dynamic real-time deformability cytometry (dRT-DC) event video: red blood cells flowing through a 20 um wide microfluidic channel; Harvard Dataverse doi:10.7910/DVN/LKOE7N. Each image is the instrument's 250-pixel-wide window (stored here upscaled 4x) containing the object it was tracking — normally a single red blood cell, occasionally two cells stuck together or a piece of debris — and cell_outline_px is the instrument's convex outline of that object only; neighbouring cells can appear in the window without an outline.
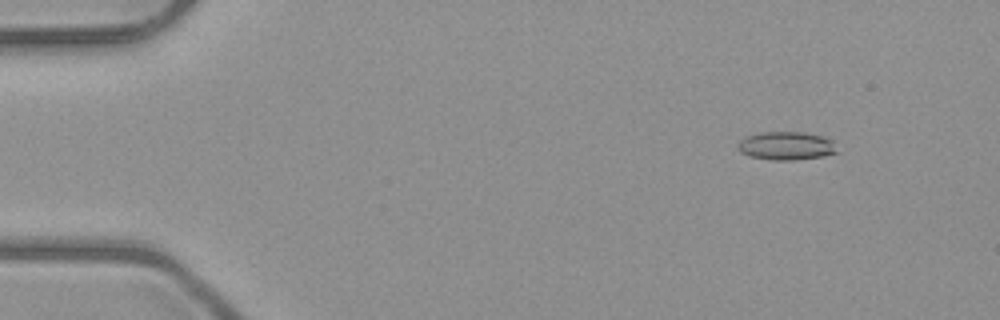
{"species": "common noctule bat (a hibernating species)", "species_latin": "Nyctalus noctula", "temperature_condition": "room temperature", "stored_images_in_passage": 49, "camera_frame_rate_fps": 3000, "um_per_image_px": 0.085, "animal": {"sex": "male", "body_mass_g": 23.1, "forearm_length_mm": 52.7}, "frame": {"image": 1, "passage_image": 3, "time_ms": 0.667, "image_size_px": [1000, 320], "cell_outline_px": [[840, 152], [824, 156], [796, 160], [772, 160], [748, 156], [740, 152], [736, 148], [736, 144], [744, 136], [760, 132], [804, 132], [824, 136], [832, 140]], "centroid_in_image_um": [66.82, 12.39], "position_along_channel_um": 18.2, "area_um2": 16.82}}
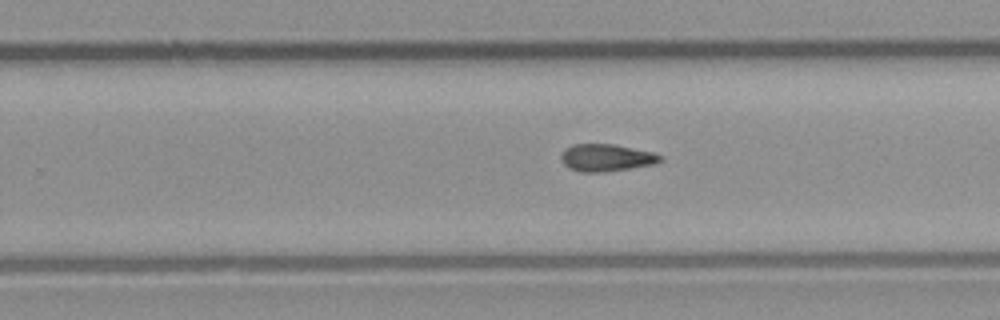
{"frame": {"image": 2, "passage_image": 30, "time_ms": 9.667, "image_size_px": [1000, 320], "cell_outline_px": [[664, 160], [656, 164], [604, 172], [580, 172], [568, 168], [564, 164], [560, 156], [564, 148], [572, 144], [612, 144], [652, 152], [664, 156]], "centroid_in_image_um": [51.54, 13.41], "position_along_channel_um": 278.3, "area_um2": 15.9}}
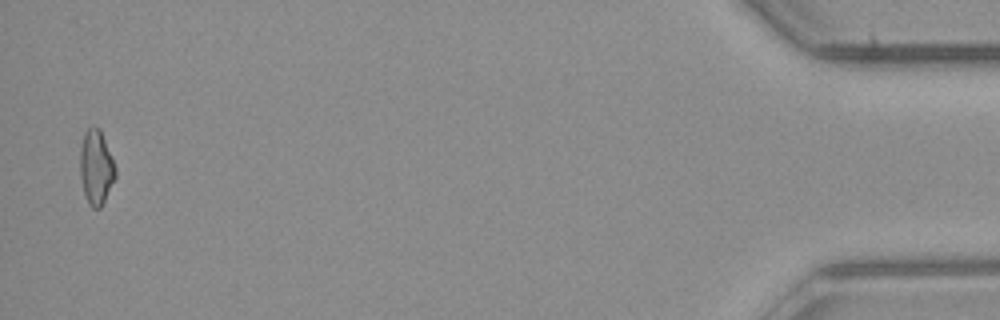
{"frame": {"image": 3, "passage_image": 48, "time_ms": 15.667, "image_size_px": [1000, 320], "cell_outline_px": [[116, 176], [100, 208], [92, 208], [88, 204], [84, 192], [80, 176], [80, 148], [84, 132], [88, 128], [100, 128], [112, 156], [116, 168]], "centroid_in_image_um": [8.17, 14.21], "position_along_channel_um": 427.0, "area_um2": 15.32}, "authors_computed_cell_mechanics": {"area_um2": 15.5482, "velocity_mm_per_s": 4.0367, "shape_relaxation_time_tau1_ms": null, "shape_relaxation_time_tau2_ms": 8.6251, "deformation_change_tau1": null, "deformation_change_tau2": 0.1876}}